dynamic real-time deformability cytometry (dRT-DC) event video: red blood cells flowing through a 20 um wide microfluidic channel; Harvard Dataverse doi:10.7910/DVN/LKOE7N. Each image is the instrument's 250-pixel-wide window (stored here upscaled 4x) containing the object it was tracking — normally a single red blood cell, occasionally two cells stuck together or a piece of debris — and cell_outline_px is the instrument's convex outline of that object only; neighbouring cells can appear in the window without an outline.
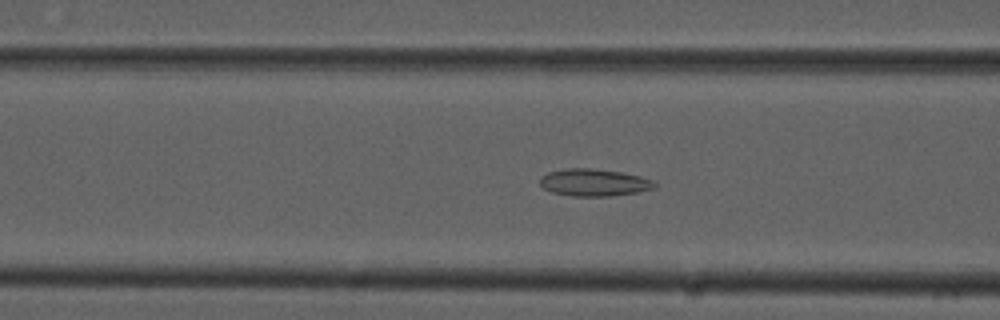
{"species": "common noctule bat (a hibernating species)", "species_latin": "Nyctalus noctula", "temperature_condition": "cold", "stored_images_in_passage": 44, "camera_frame_rate_fps": 3000, "um_per_image_px": 0.085, "animal": {"sex": "male", "forearm_length_mm": 52.5}, "frame": {"image": 1, "passage_image": 21, "time_ms": 6.667, "image_size_px": [1000, 320], "cell_outline_px": [[656, 184], [652, 188], [636, 192], [608, 196], [572, 196], [552, 192], [544, 188], [540, 184], [540, 176], [548, 172], [568, 168], [592, 168], [620, 172], [640, 176], [656, 180]], "centroid_in_image_um": [50.47, 15.5], "position_along_channel_um": 116.1, "area_um2": 18.09}}
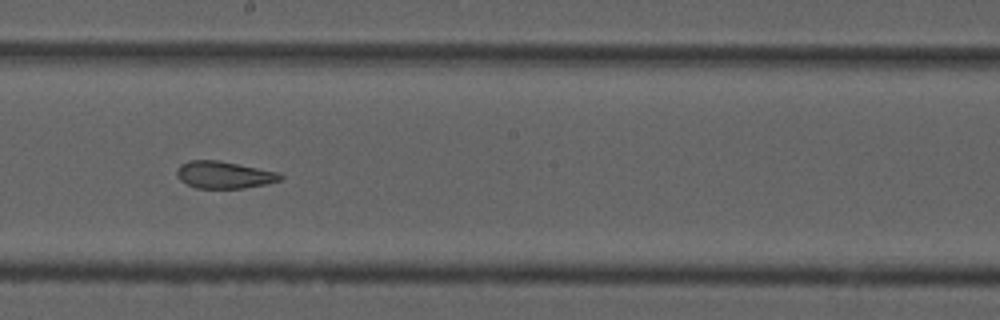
{"frame": {"image": 2, "passage_image": 30, "time_ms": 9.667, "image_size_px": [1000, 320], "cell_outline_px": [[284, 176], [280, 180], [264, 184], [244, 188], [196, 188], [180, 180], [176, 176], [176, 168], [180, 164], [188, 160], [220, 160], [280, 172]], "centroid_in_image_um": [19.03, 14.84], "position_along_channel_um": 229.2, "area_um2": 16.53}}
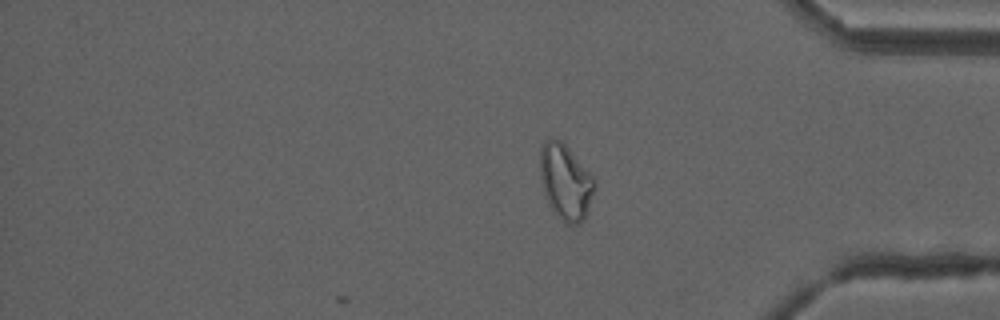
{"frame": {"image": 3, "passage_image": 44, "time_ms": 14.333, "image_size_px": [1000, 320], "cell_outline_px": [[596, 188], [584, 220], [580, 224], [568, 224], [556, 216], [552, 212], [544, 196], [540, 180], [540, 148], [544, 140], [552, 136], [556, 136], [568, 148], [596, 180]], "centroid_in_image_um": [48.04, 15.47], "position_along_channel_um": 387.2, "area_um2": 24.45}, "authors_computed_cell_mechanics": {"area_um2": 18.207, "velocity_mm_per_s": 3.7754, "shape_relaxation_time_tau1_ms": null, "shape_relaxation_time_tau2_ms": 2.1468, "deformation_change_tau1": null, "deformation_change_tau2": 0.0815}}